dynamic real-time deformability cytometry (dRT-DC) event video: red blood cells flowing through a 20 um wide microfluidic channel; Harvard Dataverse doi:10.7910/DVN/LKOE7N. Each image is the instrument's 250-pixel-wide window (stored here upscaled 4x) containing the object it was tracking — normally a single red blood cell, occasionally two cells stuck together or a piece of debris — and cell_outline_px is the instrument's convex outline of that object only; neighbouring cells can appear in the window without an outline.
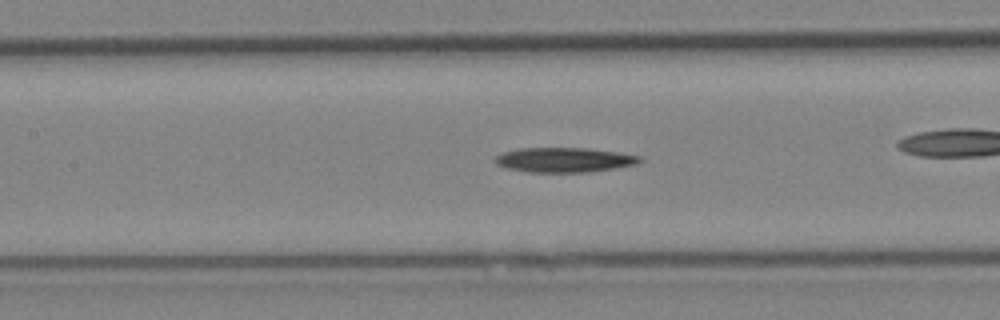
{"species": "Egyptian fruit bat (a non-hibernating species)", "species_latin": "Rousettus aegyptiacus", "temperature_condition": "cold", "stored_images_in_passage": 44, "camera_frame_rate_fps": 3000, "um_per_image_px": 0.085, "animal": {"sex": "female"}, "frame": {"image": 1, "passage_image": 19, "time_ms": 6.0, "image_size_px": [1000, 320], "cell_outline_px": [[644, 160], [636, 164], [616, 168], [584, 172], [528, 172], [508, 168], [496, 164], [492, 160], [496, 156], [504, 152], [516, 148], [588, 148], [620, 152], [640, 156]], "centroid_in_image_um": [47.96, 13.58], "position_along_channel_um": 159.4, "area_um2": 20.92}}